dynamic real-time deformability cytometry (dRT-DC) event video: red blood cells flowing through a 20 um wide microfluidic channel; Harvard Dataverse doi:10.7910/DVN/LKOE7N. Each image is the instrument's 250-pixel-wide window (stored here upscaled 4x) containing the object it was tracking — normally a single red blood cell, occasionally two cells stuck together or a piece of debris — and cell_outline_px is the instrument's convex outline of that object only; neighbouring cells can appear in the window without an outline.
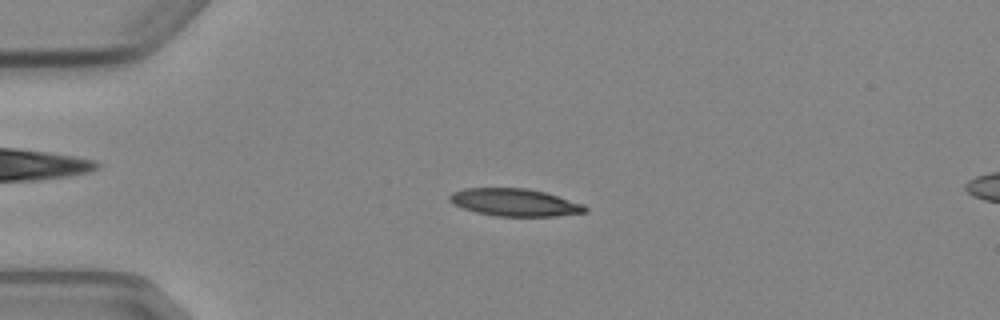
{"species": "Egyptian fruit bat (a non-hibernating species)", "species_latin": "Rousettus aegyptiacus", "temperature_condition": "cold", "stored_images_in_passage": 5, "camera_frame_rate_fps": 3000, "um_per_image_px": 0.085, "animal": {"sex": "female"}, "frame": {"image": 1, "passage_image": 3, "time_ms": 2.333, "image_size_px": [1000, 320], "cell_outline_px": [[588, 212], [556, 216], [496, 216], [476, 212], [452, 204], [448, 200], [448, 196], [452, 192], [464, 188], [528, 188], [544, 192], [584, 204], [588, 208]], "centroid_in_image_um": [43.74, 17.2], "position_along_channel_um": 41.3, "area_um2": 21.79}}
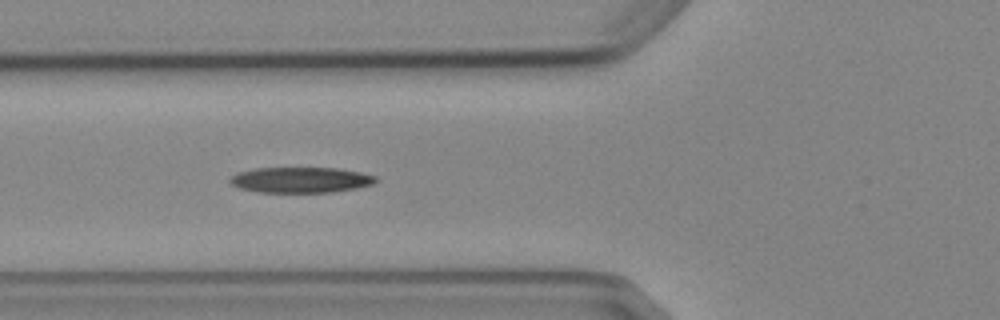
{"frame": {"image": 2, "passage_image": 5, "time_ms": 4.667, "image_size_px": [1000, 320], "cell_outline_px": [[376, 180], [372, 184], [356, 188], [332, 192], [256, 192], [240, 188], [232, 184], [228, 180], [236, 172], [256, 168], [336, 168], [360, 172], [376, 176]], "centroid_in_image_um": [25.52, 15.29], "position_along_channel_um": 100.3, "area_um2": 21.68}}